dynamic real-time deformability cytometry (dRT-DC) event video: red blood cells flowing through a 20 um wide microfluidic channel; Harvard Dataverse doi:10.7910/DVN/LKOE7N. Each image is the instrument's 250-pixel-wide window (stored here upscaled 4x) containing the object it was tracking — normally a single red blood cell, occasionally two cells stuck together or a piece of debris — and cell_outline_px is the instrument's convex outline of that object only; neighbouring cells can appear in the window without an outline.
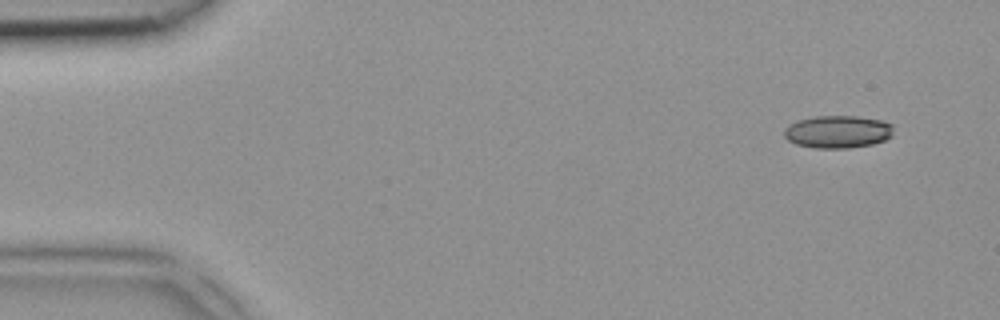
{"species": "common noctule bat (a hibernating species)", "species_latin": "Nyctalus noctula", "temperature_condition": "room temperature", "stored_images_in_passage": 3, "camera_frame_rate_fps": 3000, "um_per_image_px": 0.085, "animal": {"sex": "female", "body_mass_g": 18.4}, "frame": {"image": 1, "passage_image": 1, "time_ms": 0.0, "image_size_px": [1000, 320], "cell_outline_px": [[892, 136], [884, 140], [872, 144], [848, 148], [816, 148], [796, 144], [788, 140], [784, 136], [784, 128], [800, 120], [816, 116], [856, 116], [884, 120], [892, 124]], "centroid_in_image_um": [71.23, 11.2], "position_along_channel_um": 13.8, "area_um2": 20.69}}